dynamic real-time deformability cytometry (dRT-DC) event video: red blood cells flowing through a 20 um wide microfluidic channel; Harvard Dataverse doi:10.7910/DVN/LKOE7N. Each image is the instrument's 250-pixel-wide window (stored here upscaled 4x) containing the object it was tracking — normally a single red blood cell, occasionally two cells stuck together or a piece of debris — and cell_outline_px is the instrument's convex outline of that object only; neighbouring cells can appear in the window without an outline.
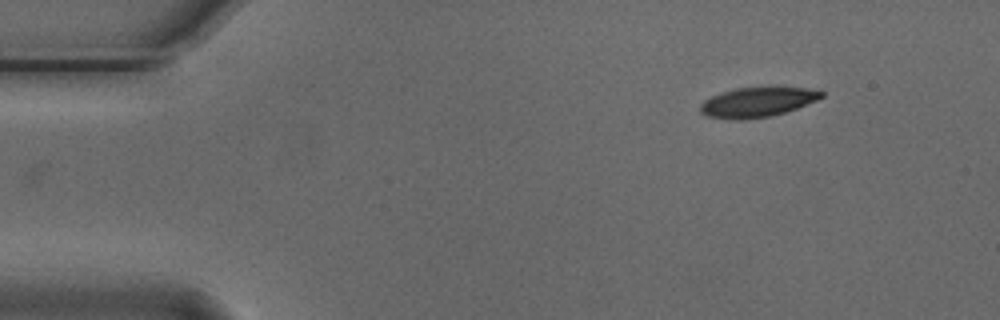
{"species": "Egyptian fruit bat (a non-hibernating species)", "species_latin": "Rousettus aegyptiacus", "temperature_condition": "cold", "stored_images_in_passage": 41, "camera_frame_rate_fps": 3000, "um_per_image_px": 0.085, "animal": {"sex": "male"}, "frame": {"image": 1, "passage_image": 1, "time_ms": 0.0, "image_size_px": [1000, 320], "cell_outline_px": [[824, 96], [816, 100], [796, 108], [784, 112], [768, 116], [740, 120], [736, 120], [708, 116], [700, 112], [700, 104], [704, 100], [712, 96], [736, 88], [772, 84], [776, 84], [808, 88], [824, 92]], "centroid_in_image_um": [64.42, 8.62], "position_along_channel_um": 20.6, "area_um2": 21.56}}
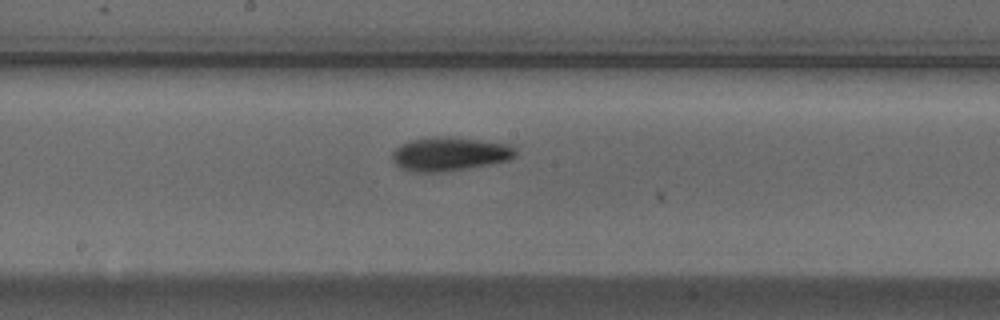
{"frame": {"image": 2, "passage_image": 23, "time_ms": 7.333, "image_size_px": [1000, 320], "cell_outline_px": [[516, 156], [508, 160], [488, 164], [444, 172], [416, 172], [400, 168], [392, 160], [392, 152], [400, 144], [412, 140], [432, 136], [452, 136], [508, 144], [516, 148]], "centroid_in_image_um": [38.2, 13.08], "position_along_channel_um": 210.0, "area_um2": 24.33}}
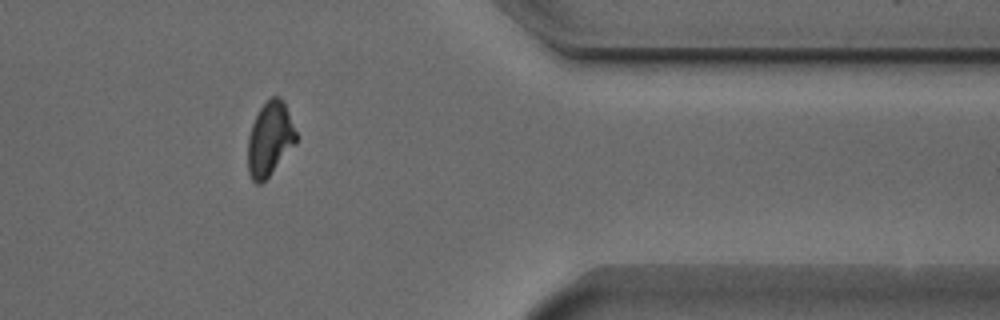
{"frame": {"image": 3, "passage_image": 39, "time_ms": 12.667, "image_size_px": [1000, 320], "cell_outline_px": [[296, 144], [268, 176], [260, 184], [256, 184], [252, 180], [248, 172], [248, 136], [252, 124], [260, 108], [272, 96], [276, 96], [284, 100], [296, 132]], "centroid_in_image_um": [22.93, 11.81], "position_along_channel_um": 388.5, "area_um2": 20.63}, "authors_computed_cell_mechanics": {"area_um2": 22.6576, "velocity_mm_per_s": 3.7328, "shape_relaxation_time_tau1_ms": 3.3191, "shape_relaxation_time_tau2_ms": 5.1876, "deformation_change_tau1": 0.1286, "deformation_change_tau2": 0.1275}}